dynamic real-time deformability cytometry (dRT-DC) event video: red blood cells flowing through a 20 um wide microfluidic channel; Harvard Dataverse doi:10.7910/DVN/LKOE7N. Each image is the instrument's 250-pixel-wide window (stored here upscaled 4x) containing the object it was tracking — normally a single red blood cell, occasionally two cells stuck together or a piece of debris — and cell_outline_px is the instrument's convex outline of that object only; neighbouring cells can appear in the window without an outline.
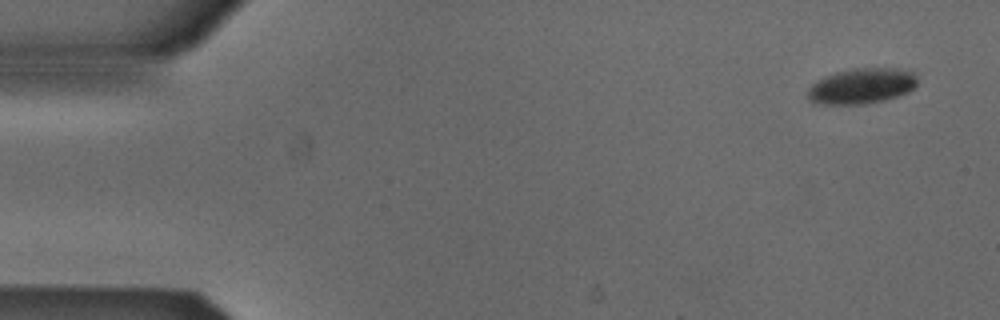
{"species": "Egyptian fruit bat (a non-hibernating species)", "species_latin": "Rousettus aegyptiacus", "temperature_condition": "cold", "stored_images_in_passage": 4, "camera_frame_rate_fps": 3000, "um_per_image_px": 0.085, "animal": {"sex": "male"}, "frame": {"image": 1, "passage_image": 1, "time_ms": 0.0, "image_size_px": [1000, 320], "cell_outline_px": [[916, 84], [908, 92], [884, 100], [864, 104], [816, 104], [808, 100], [808, 88], [816, 80], [836, 72], [856, 68], [896, 68], [912, 72], [916, 76]], "centroid_in_image_um": [73.2, 7.32], "position_along_channel_um": 11.8, "area_um2": 22.6}}
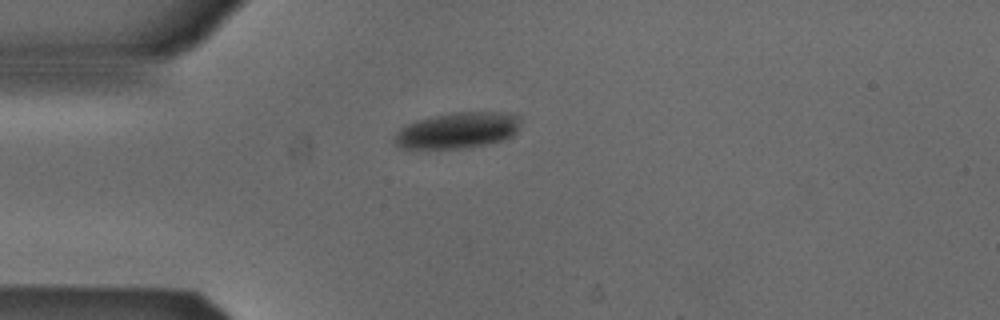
{"frame": {"image": 2, "passage_image": 4, "time_ms": 1.0, "image_size_px": [1000, 320], "cell_outline_px": [[520, 120], [516, 132], [512, 136], [504, 140], [484, 144], [460, 148], [400, 148], [392, 140], [396, 132], [400, 128], [416, 120], [452, 112], [504, 112], [520, 116]], "centroid_in_image_um": [38.88, 11.07], "position_along_channel_um": 46.1, "area_um2": 26.36}}